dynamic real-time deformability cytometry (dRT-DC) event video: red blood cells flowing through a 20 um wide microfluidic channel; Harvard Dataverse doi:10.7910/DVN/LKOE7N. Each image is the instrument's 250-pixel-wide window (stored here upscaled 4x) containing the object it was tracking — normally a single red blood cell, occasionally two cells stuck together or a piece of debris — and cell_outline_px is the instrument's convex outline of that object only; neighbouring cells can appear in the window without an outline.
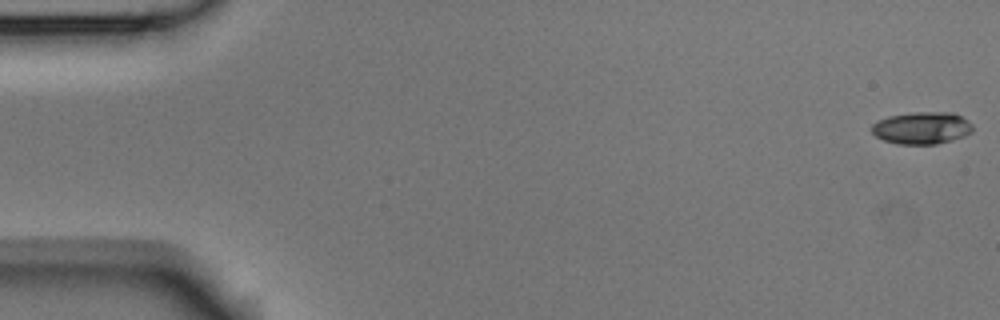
{"species": "Egyptian fruit bat (a non-hibernating species)", "species_latin": "Rousettus aegyptiacus", "temperature_condition": "room temperature", "stored_images_in_passage": 5, "camera_frame_rate_fps": 3000, "um_per_image_px": 0.085, "animal": {"sex": "male"}, "frame": {"image": 1, "passage_image": 1, "time_ms": 0.0, "image_size_px": [1000, 320], "cell_outline_px": [[972, 132], [964, 136], [952, 140], [936, 144], [896, 144], [884, 140], [876, 136], [872, 132], [872, 124], [888, 116], [912, 112], [952, 112], [968, 120], [972, 124]], "centroid_in_image_um": [78.37, 10.87], "position_along_channel_um": 6.6, "area_um2": 18.96}}
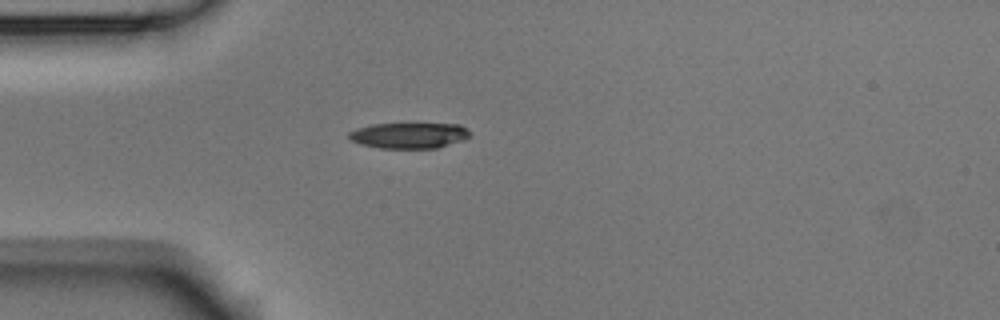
{"frame": {"image": 2, "passage_image": 4, "time_ms": 1.0, "image_size_px": [1000, 320], "cell_outline_px": [[472, 132], [464, 140], [436, 148], [380, 148], [360, 144], [348, 140], [348, 132], [356, 128], [372, 124], [460, 124], [468, 128]], "centroid_in_image_um": [34.76, 11.51], "position_along_channel_um": 50.2, "area_um2": 18.32}}